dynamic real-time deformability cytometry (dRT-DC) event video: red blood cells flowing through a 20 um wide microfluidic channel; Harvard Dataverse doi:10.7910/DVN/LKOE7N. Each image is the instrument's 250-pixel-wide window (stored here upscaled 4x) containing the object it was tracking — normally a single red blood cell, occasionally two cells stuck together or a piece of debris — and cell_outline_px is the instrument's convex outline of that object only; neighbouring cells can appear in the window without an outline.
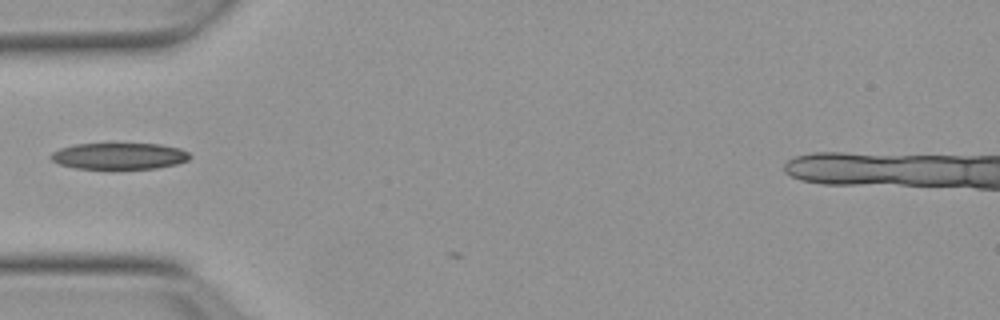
{"species": "Egyptian fruit bat (a non-hibernating species)", "species_latin": "Rousettus aegyptiacus", "temperature_condition": "warm", "stored_images_in_passage": 4, "camera_frame_rate_fps": 3000, "um_per_image_px": 0.085, "animal": {"sex": "female"}, "frame": {"image": 1, "passage_image": 2, "time_ms": 0.333, "image_size_px": [1000, 320], "cell_outline_px": [[192, 156], [188, 160], [176, 164], [156, 168], [76, 168], [60, 164], [52, 160], [48, 156], [52, 152], [60, 148], [76, 144], [160, 144], [180, 148], [188, 152]], "centroid_in_image_um": [10.14, 13.25], "position_along_channel_um": 74.9, "area_um2": 21.21}}